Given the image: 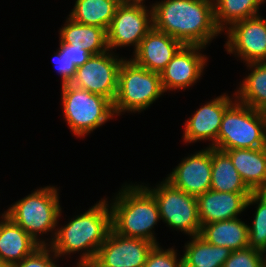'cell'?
I'll use <instances>...</instances> for the list:
<instances>
[{
    "label": "cell",
    "mask_w": 266,
    "mask_h": 267,
    "mask_svg": "<svg viewBox=\"0 0 266 267\" xmlns=\"http://www.w3.org/2000/svg\"><path fill=\"white\" fill-rule=\"evenodd\" d=\"M259 201L252 227H248V247L266 251V192H253L247 201V206Z\"/></svg>",
    "instance_id": "27"
},
{
    "label": "cell",
    "mask_w": 266,
    "mask_h": 267,
    "mask_svg": "<svg viewBox=\"0 0 266 267\" xmlns=\"http://www.w3.org/2000/svg\"><path fill=\"white\" fill-rule=\"evenodd\" d=\"M253 192H218L208 190L197 196L201 225L235 219L247 207L248 197Z\"/></svg>",
    "instance_id": "15"
},
{
    "label": "cell",
    "mask_w": 266,
    "mask_h": 267,
    "mask_svg": "<svg viewBox=\"0 0 266 267\" xmlns=\"http://www.w3.org/2000/svg\"><path fill=\"white\" fill-rule=\"evenodd\" d=\"M154 245L148 240L125 237L111 230L92 264L95 267H144Z\"/></svg>",
    "instance_id": "11"
},
{
    "label": "cell",
    "mask_w": 266,
    "mask_h": 267,
    "mask_svg": "<svg viewBox=\"0 0 266 267\" xmlns=\"http://www.w3.org/2000/svg\"><path fill=\"white\" fill-rule=\"evenodd\" d=\"M163 91L160 73L124 60L118 72V90L113 102L114 113L146 109Z\"/></svg>",
    "instance_id": "5"
},
{
    "label": "cell",
    "mask_w": 266,
    "mask_h": 267,
    "mask_svg": "<svg viewBox=\"0 0 266 267\" xmlns=\"http://www.w3.org/2000/svg\"><path fill=\"white\" fill-rule=\"evenodd\" d=\"M230 27L226 44L229 53L236 50L247 63L266 62V19L255 16Z\"/></svg>",
    "instance_id": "12"
},
{
    "label": "cell",
    "mask_w": 266,
    "mask_h": 267,
    "mask_svg": "<svg viewBox=\"0 0 266 267\" xmlns=\"http://www.w3.org/2000/svg\"><path fill=\"white\" fill-rule=\"evenodd\" d=\"M146 11L141 1H122L106 31L108 49L134 44L136 51L142 39L153 28V11L151 9L149 14L151 20Z\"/></svg>",
    "instance_id": "9"
},
{
    "label": "cell",
    "mask_w": 266,
    "mask_h": 267,
    "mask_svg": "<svg viewBox=\"0 0 266 267\" xmlns=\"http://www.w3.org/2000/svg\"><path fill=\"white\" fill-rule=\"evenodd\" d=\"M123 0H77L69 15L75 22L98 26L106 31Z\"/></svg>",
    "instance_id": "23"
},
{
    "label": "cell",
    "mask_w": 266,
    "mask_h": 267,
    "mask_svg": "<svg viewBox=\"0 0 266 267\" xmlns=\"http://www.w3.org/2000/svg\"><path fill=\"white\" fill-rule=\"evenodd\" d=\"M0 223V259L8 266L21 262L41 245L6 214Z\"/></svg>",
    "instance_id": "18"
},
{
    "label": "cell",
    "mask_w": 266,
    "mask_h": 267,
    "mask_svg": "<svg viewBox=\"0 0 266 267\" xmlns=\"http://www.w3.org/2000/svg\"><path fill=\"white\" fill-rule=\"evenodd\" d=\"M248 64L255 69L244 79L237 98L248 107L266 112V62Z\"/></svg>",
    "instance_id": "25"
},
{
    "label": "cell",
    "mask_w": 266,
    "mask_h": 267,
    "mask_svg": "<svg viewBox=\"0 0 266 267\" xmlns=\"http://www.w3.org/2000/svg\"><path fill=\"white\" fill-rule=\"evenodd\" d=\"M248 227L238 218L228 219L204 224L199 235L212 245L236 251L248 248Z\"/></svg>",
    "instance_id": "20"
},
{
    "label": "cell",
    "mask_w": 266,
    "mask_h": 267,
    "mask_svg": "<svg viewBox=\"0 0 266 267\" xmlns=\"http://www.w3.org/2000/svg\"><path fill=\"white\" fill-rule=\"evenodd\" d=\"M263 254L264 252L249 247L232 251L223 267H266V259H263Z\"/></svg>",
    "instance_id": "28"
},
{
    "label": "cell",
    "mask_w": 266,
    "mask_h": 267,
    "mask_svg": "<svg viewBox=\"0 0 266 267\" xmlns=\"http://www.w3.org/2000/svg\"><path fill=\"white\" fill-rule=\"evenodd\" d=\"M202 46L183 45L160 73L163 91L191 86L201 75L205 65L199 52ZM198 53V54H197Z\"/></svg>",
    "instance_id": "14"
},
{
    "label": "cell",
    "mask_w": 266,
    "mask_h": 267,
    "mask_svg": "<svg viewBox=\"0 0 266 267\" xmlns=\"http://www.w3.org/2000/svg\"><path fill=\"white\" fill-rule=\"evenodd\" d=\"M123 1H143V0H123Z\"/></svg>",
    "instance_id": "35"
},
{
    "label": "cell",
    "mask_w": 266,
    "mask_h": 267,
    "mask_svg": "<svg viewBox=\"0 0 266 267\" xmlns=\"http://www.w3.org/2000/svg\"><path fill=\"white\" fill-rule=\"evenodd\" d=\"M68 57L78 68L83 66L92 57V54L83 49L81 43L80 45L74 44V46L68 44Z\"/></svg>",
    "instance_id": "32"
},
{
    "label": "cell",
    "mask_w": 266,
    "mask_h": 267,
    "mask_svg": "<svg viewBox=\"0 0 266 267\" xmlns=\"http://www.w3.org/2000/svg\"><path fill=\"white\" fill-rule=\"evenodd\" d=\"M0 267H10L4 261L0 259Z\"/></svg>",
    "instance_id": "34"
},
{
    "label": "cell",
    "mask_w": 266,
    "mask_h": 267,
    "mask_svg": "<svg viewBox=\"0 0 266 267\" xmlns=\"http://www.w3.org/2000/svg\"><path fill=\"white\" fill-rule=\"evenodd\" d=\"M113 204L110 210L112 230L115 233L157 244L151 229L160 218L159 208L154 196L145 186L124 188Z\"/></svg>",
    "instance_id": "3"
},
{
    "label": "cell",
    "mask_w": 266,
    "mask_h": 267,
    "mask_svg": "<svg viewBox=\"0 0 266 267\" xmlns=\"http://www.w3.org/2000/svg\"><path fill=\"white\" fill-rule=\"evenodd\" d=\"M77 267H95L92 263H78Z\"/></svg>",
    "instance_id": "33"
},
{
    "label": "cell",
    "mask_w": 266,
    "mask_h": 267,
    "mask_svg": "<svg viewBox=\"0 0 266 267\" xmlns=\"http://www.w3.org/2000/svg\"><path fill=\"white\" fill-rule=\"evenodd\" d=\"M214 4V18L217 28L222 31L224 28L222 22L234 24L257 14L259 5L264 0H216Z\"/></svg>",
    "instance_id": "26"
},
{
    "label": "cell",
    "mask_w": 266,
    "mask_h": 267,
    "mask_svg": "<svg viewBox=\"0 0 266 267\" xmlns=\"http://www.w3.org/2000/svg\"><path fill=\"white\" fill-rule=\"evenodd\" d=\"M67 25L61 29V42L74 46L82 44L83 49L92 55L107 52L106 30L92 25H85L75 22L70 17ZM103 47V48H102Z\"/></svg>",
    "instance_id": "21"
},
{
    "label": "cell",
    "mask_w": 266,
    "mask_h": 267,
    "mask_svg": "<svg viewBox=\"0 0 266 267\" xmlns=\"http://www.w3.org/2000/svg\"><path fill=\"white\" fill-rule=\"evenodd\" d=\"M144 267H183V258L177 262L173 249L164 251L155 244L148 254Z\"/></svg>",
    "instance_id": "29"
},
{
    "label": "cell",
    "mask_w": 266,
    "mask_h": 267,
    "mask_svg": "<svg viewBox=\"0 0 266 267\" xmlns=\"http://www.w3.org/2000/svg\"><path fill=\"white\" fill-rule=\"evenodd\" d=\"M158 204L160 219L170 227L181 229L192 236L199 235L201 222L196 196L174 187L167 180L156 189H148Z\"/></svg>",
    "instance_id": "8"
},
{
    "label": "cell",
    "mask_w": 266,
    "mask_h": 267,
    "mask_svg": "<svg viewBox=\"0 0 266 267\" xmlns=\"http://www.w3.org/2000/svg\"><path fill=\"white\" fill-rule=\"evenodd\" d=\"M183 44L154 27L135 51L133 62L149 71L161 73Z\"/></svg>",
    "instance_id": "16"
},
{
    "label": "cell",
    "mask_w": 266,
    "mask_h": 267,
    "mask_svg": "<svg viewBox=\"0 0 266 267\" xmlns=\"http://www.w3.org/2000/svg\"><path fill=\"white\" fill-rule=\"evenodd\" d=\"M106 53L92 55L83 66L78 67L70 84L114 102L118 90V72L123 59L117 60L112 54Z\"/></svg>",
    "instance_id": "10"
},
{
    "label": "cell",
    "mask_w": 266,
    "mask_h": 267,
    "mask_svg": "<svg viewBox=\"0 0 266 267\" xmlns=\"http://www.w3.org/2000/svg\"><path fill=\"white\" fill-rule=\"evenodd\" d=\"M107 205L105 200L99 202L55 232L50 247L54 255L58 257L87 248L89 250L81 256L79 263H92L112 230V213Z\"/></svg>",
    "instance_id": "2"
},
{
    "label": "cell",
    "mask_w": 266,
    "mask_h": 267,
    "mask_svg": "<svg viewBox=\"0 0 266 267\" xmlns=\"http://www.w3.org/2000/svg\"><path fill=\"white\" fill-rule=\"evenodd\" d=\"M60 211L57 190L54 187H45L15 203L6 215L36 242L46 245L44 241H37V232L41 234L52 230L56 226Z\"/></svg>",
    "instance_id": "7"
},
{
    "label": "cell",
    "mask_w": 266,
    "mask_h": 267,
    "mask_svg": "<svg viewBox=\"0 0 266 267\" xmlns=\"http://www.w3.org/2000/svg\"><path fill=\"white\" fill-rule=\"evenodd\" d=\"M266 147V112L232 103L224 112L216 149H256Z\"/></svg>",
    "instance_id": "4"
},
{
    "label": "cell",
    "mask_w": 266,
    "mask_h": 267,
    "mask_svg": "<svg viewBox=\"0 0 266 267\" xmlns=\"http://www.w3.org/2000/svg\"><path fill=\"white\" fill-rule=\"evenodd\" d=\"M62 101L67 123L78 136L100 127L114 114L111 100L70 83L62 85Z\"/></svg>",
    "instance_id": "6"
},
{
    "label": "cell",
    "mask_w": 266,
    "mask_h": 267,
    "mask_svg": "<svg viewBox=\"0 0 266 267\" xmlns=\"http://www.w3.org/2000/svg\"><path fill=\"white\" fill-rule=\"evenodd\" d=\"M49 252L45 245H41L32 254L12 267H56L49 257Z\"/></svg>",
    "instance_id": "31"
},
{
    "label": "cell",
    "mask_w": 266,
    "mask_h": 267,
    "mask_svg": "<svg viewBox=\"0 0 266 267\" xmlns=\"http://www.w3.org/2000/svg\"><path fill=\"white\" fill-rule=\"evenodd\" d=\"M186 246L183 267H223L232 251L229 248L208 243L200 235L192 237Z\"/></svg>",
    "instance_id": "24"
},
{
    "label": "cell",
    "mask_w": 266,
    "mask_h": 267,
    "mask_svg": "<svg viewBox=\"0 0 266 267\" xmlns=\"http://www.w3.org/2000/svg\"><path fill=\"white\" fill-rule=\"evenodd\" d=\"M211 187L218 192H252L225 151L211 147Z\"/></svg>",
    "instance_id": "22"
},
{
    "label": "cell",
    "mask_w": 266,
    "mask_h": 267,
    "mask_svg": "<svg viewBox=\"0 0 266 267\" xmlns=\"http://www.w3.org/2000/svg\"><path fill=\"white\" fill-rule=\"evenodd\" d=\"M55 58V64L59 73L62 75V85L69 84L74 79L77 68L68 57V44L60 41V50L55 55Z\"/></svg>",
    "instance_id": "30"
},
{
    "label": "cell",
    "mask_w": 266,
    "mask_h": 267,
    "mask_svg": "<svg viewBox=\"0 0 266 267\" xmlns=\"http://www.w3.org/2000/svg\"><path fill=\"white\" fill-rule=\"evenodd\" d=\"M212 0H165L155 4L153 27L183 45L205 46L220 33Z\"/></svg>",
    "instance_id": "1"
},
{
    "label": "cell",
    "mask_w": 266,
    "mask_h": 267,
    "mask_svg": "<svg viewBox=\"0 0 266 267\" xmlns=\"http://www.w3.org/2000/svg\"><path fill=\"white\" fill-rule=\"evenodd\" d=\"M211 147L183 160L166 179L174 187L199 196L211 187Z\"/></svg>",
    "instance_id": "13"
},
{
    "label": "cell",
    "mask_w": 266,
    "mask_h": 267,
    "mask_svg": "<svg viewBox=\"0 0 266 267\" xmlns=\"http://www.w3.org/2000/svg\"><path fill=\"white\" fill-rule=\"evenodd\" d=\"M231 102L228 96H220L198 109L186 123L184 140L192 142L210 138L214 140L210 147L215 148L224 112Z\"/></svg>",
    "instance_id": "17"
},
{
    "label": "cell",
    "mask_w": 266,
    "mask_h": 267,
    "mask_svg": "<svg viewBox=\"0 0 266 267\" xmlns=\"http://www.w3.org/2000/svg\"><path fill=\"white\" fill-rule=\"evenodd\" d=\"M252 192H266V147L225 150Z\"/></svg>",
    "instance_id": "19"
}]
</instances>
